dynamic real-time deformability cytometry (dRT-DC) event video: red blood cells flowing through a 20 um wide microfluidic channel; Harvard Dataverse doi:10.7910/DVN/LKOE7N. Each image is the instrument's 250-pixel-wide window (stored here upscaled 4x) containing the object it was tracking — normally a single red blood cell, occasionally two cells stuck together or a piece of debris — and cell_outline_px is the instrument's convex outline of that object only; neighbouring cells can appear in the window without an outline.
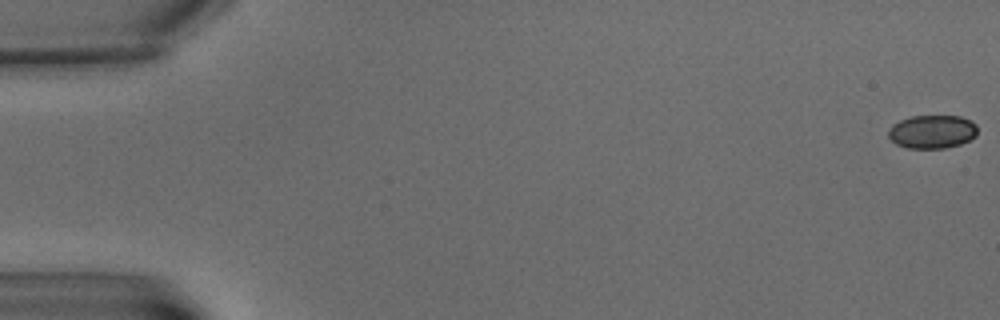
{"species": "common noctule bat (a hibernating species)", "species_latin": "Nyctalus noctula", "temperature_condition": "warm", "stored_images_in_passage": 10, "camera_frame_rate_fps": 3000, "um_per_image_px": 0.085, "animal": {"sex": "male", "body_mass_g": 15.6}, "frame": {"image": 1, "passage_image": 1, "time_ms": 0.0, "image_size_px": [1000, 320], "cell_outline_px": [[976, 136], [960, 144], [944, 148], [908, 148], [896, 144], [888, 136], [888, 128], [892, 124], [900, 120], [912, 116], [960, 116], [972, 120], [976, 124]], "centroid_in_image_um": [79.22, 11.18], "position_along_channel_um": 5.8, "area_um2": 17.4}}
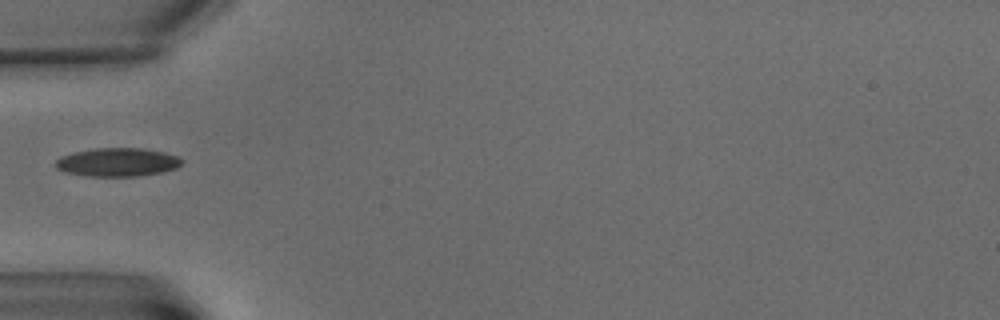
{"frame": {"image": 2, "passage_image": 7, "time_ms": 8.0, "image_size_px": [1000, 320], "cell_outline_px": [[184, 164], [176, 168], [164, 172], [136, 176], [88, 176], [64, 172], [56, 168], [52, 164], [60, 156], [72, 152], [96, 148], [144, 148], [164, 152], [176, 156], [184, 160]], "centroid_in_image_um": [9.97, 13.78], "position_along_channel_um": 75.0, "area_um2": 21.27}}
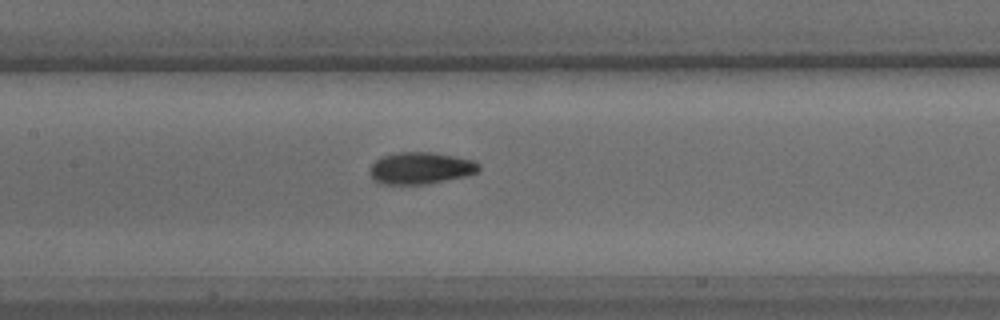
{"frame": {"image": 3, "passage_image": 10, "time_ms": 11.333, "image_size_px": [1000, 320], "cell_outline_px": [[480, 168], [476, 172], [464, 176], [424, 184], [380, 184], [368, 172], [368, 168], [380, 156], [396, 152], [432, 152], [476, 160], [480, 164]], "centroid_in_image_um": [35.72, 14.27], "position_along_channel_um": 171.7, "area_um2": 20.29}}